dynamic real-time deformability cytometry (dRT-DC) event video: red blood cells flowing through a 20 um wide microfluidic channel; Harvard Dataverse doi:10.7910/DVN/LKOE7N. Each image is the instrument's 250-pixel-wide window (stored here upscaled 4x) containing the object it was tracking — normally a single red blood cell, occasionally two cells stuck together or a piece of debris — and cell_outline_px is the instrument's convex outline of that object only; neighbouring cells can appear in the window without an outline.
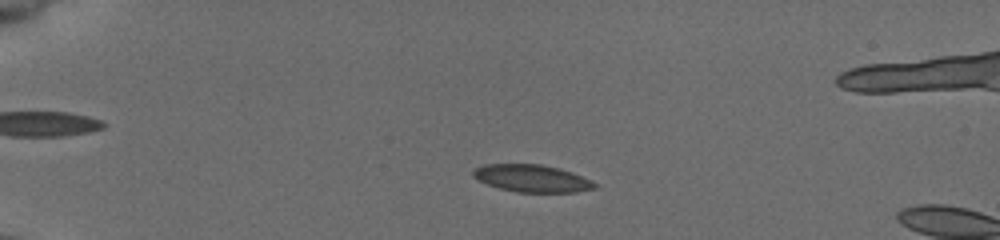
{"species": "common noctule bat (a hibernating species)", "species_latin": "Nyctalus noctula", "temperature_condition": "cold", "stored_images_in_passage": 42, "camera_frame_rate_fps": 3000, "um_per_image_px": 0.085, "animal": {"sex": "female", "body_mass_g": 19.5, "forearm_length_mm": 54.1}, "frame": {"image": 1, "passage_image": 2, "time_ms": 0.333, "image_size_px": [1000, 240], "cell_outline_px": [[600, 184], [596, 188], [576, 192], [516, 192], [500, 188], [488, 184], [472, 176], [472, 172], [476, 168], [484, 164], [540, 164], [560, 168], [572, 172]], "centroid_in_image_um": [45.26, 15.16], "position_along_channel_um": 39.7, "area_um2": 19.36}}
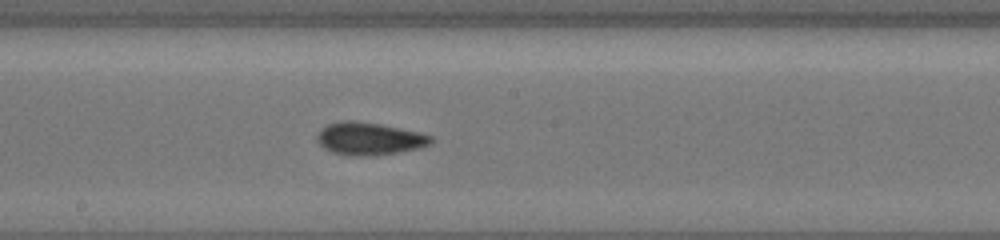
{"frame": {"image": 2, "passage_image": 20, "time_ms": 6.333, "image_size_px": [1000, 240], "cell_outline_px": [[432, 144], [420, 148], [372, 156], [348, 156], [332, 152], [324, 148], [316, 140], [316, 136], [328, 124], [344, 120], [352, 120], [380, 124], [416, 132], [432, 136]], "centroid_in_image_um": [31.37, 11.8], "position_along_channel_um": 216.8, "area_um2": 21.44}}
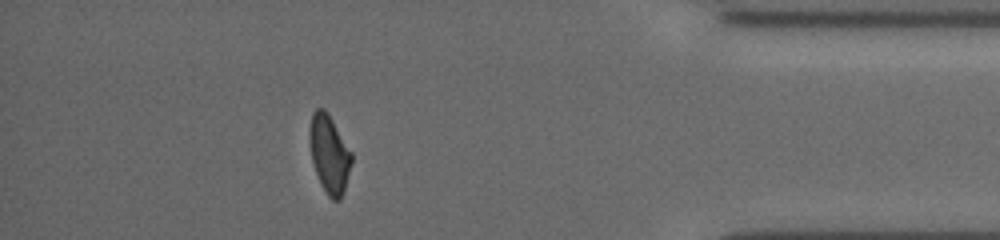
{"frame": {"image": 3, "passage_image": 37, "time_ms": 12.0, "image_size_px": [1000, 240], "cell_outline_px": [[352, 160], [344, 192], [340, 200], [332, 200], [328, 196], [320, 184], [312, 160], [308, 136], [308, 132], [312, 112], [316, 108], [324, 108], [328, 112], [352, 152]], "centroid_in_image_um": [27.98, 13.07], "position_along_channel_um": 407.2, "area_um2": 19.31}, "authors_computed_cell_mechanics": {"area_um2": 20.1144, "velocity_mm_per_s": 3.9167, "shape_relaxation_time_tau1_ms": 4.2751, "shape_relaxation_time_tau2_ms": 2.1843, "deformation_change_tau1": 0.1247, "deformation_change_tau2": 0.0807}}